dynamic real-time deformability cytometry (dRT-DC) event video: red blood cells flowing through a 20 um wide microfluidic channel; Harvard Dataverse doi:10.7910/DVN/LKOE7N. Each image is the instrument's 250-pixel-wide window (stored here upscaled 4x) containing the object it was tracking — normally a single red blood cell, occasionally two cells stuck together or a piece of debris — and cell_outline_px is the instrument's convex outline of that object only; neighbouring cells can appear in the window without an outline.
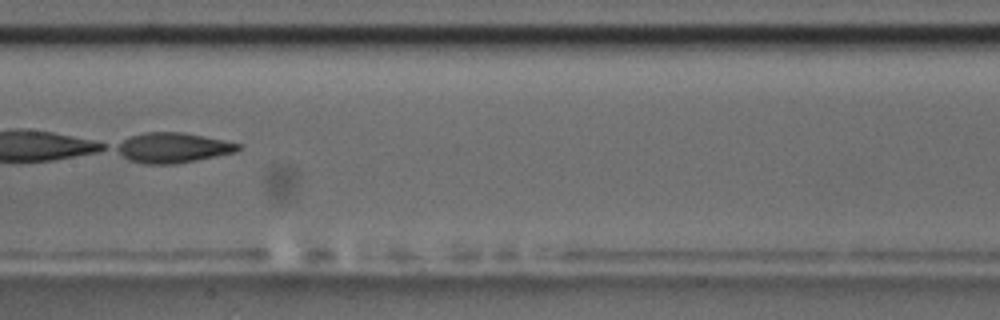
{"species": "common noctule bat (a hibernating species)", "species_latin": "Nyctalus noctula", "temperature_condition": "room temperature", "stored_images_in_passage": 9, "camera_frame_rate_fps": 3000, "um_per_image_px": 0.085, "animal": {"sex": "male", "body_mass_g": 17.5, "forearm_length_mm": 52.3}, "frame": {"image": 1, "passage_image": 8, "time_ms": 2.333, "image_size_px": [1000, 320], "cell_outline_px": [[240, 148], [236, 152], [176, 164], [144, 164], [128, 160], [112, 148], [116, 144], [132, 136], [144, 132], [184, 132], [240, 144]], "centroid_in_image_um": [14.63, 12.56], "position_along_channel_um": 192.8, "area_um2": 21.27}}